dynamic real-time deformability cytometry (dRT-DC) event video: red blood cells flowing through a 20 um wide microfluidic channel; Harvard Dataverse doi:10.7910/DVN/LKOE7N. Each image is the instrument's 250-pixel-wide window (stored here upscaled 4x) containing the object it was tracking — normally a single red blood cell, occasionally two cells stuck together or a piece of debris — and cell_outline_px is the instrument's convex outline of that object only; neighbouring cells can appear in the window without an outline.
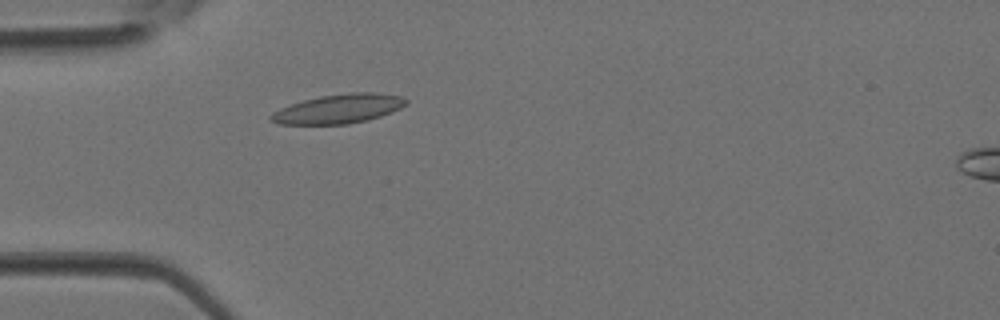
{"species": "Egyptian fruit bat (a non-hibernating species)", "species_latin": "Rousettus aegyptiacus", "temperature_condition": "room temperature", "stored_images_in_passage": 2, "segment_of_instrument_passage": [1, 2], "camera_frame_rate_fps": 3000, "um_per_image_px": 0.085, "animal": {"sex": "female"}, "frame": {"image": 1, "passage_image": 1, "time_ms": 0.0, "image_size_px": [1000, 320], "cell_outline_px": [[408, 104], [392, 112], [368, 120], [348, 124], [280, 124], [268, 120], [268, 116], [272, 112], [280, 108], [304, 100], [320, 96], [348, 92], [372, 92], [400, 96], [408, 100]], "centroid_in_image_um": [28.77, 9.25], "position_along_channel_um": 56.2, "area_um2": 23.06}}